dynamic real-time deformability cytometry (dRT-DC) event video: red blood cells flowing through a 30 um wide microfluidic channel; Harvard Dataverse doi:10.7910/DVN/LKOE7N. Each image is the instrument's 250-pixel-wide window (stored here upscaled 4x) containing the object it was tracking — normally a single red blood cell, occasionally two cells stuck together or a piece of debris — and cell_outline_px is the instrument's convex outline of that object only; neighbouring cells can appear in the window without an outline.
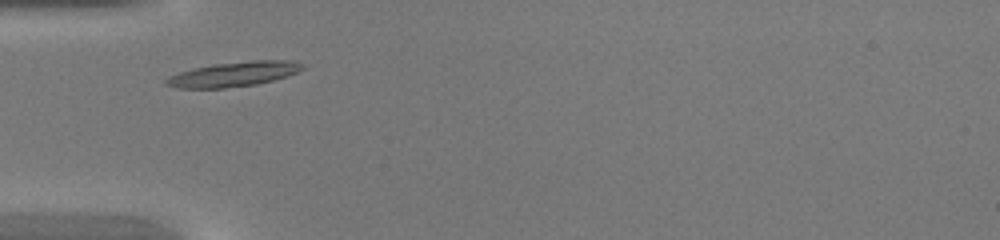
{"species": "common noctule bat (a hibernating species)", "species_latin": "Nyctalus noctula", "temperature_condition": "warm", "stored_images_in_passage": 31, "camera_frame_rate_fps": 3000, "um_per_image_px": 0.085, "animal": {"sex": "female", "body_mass_g": 20.0, "forearm_length_mm": 54.0}, "frame": {"image": 1, "passage_image": 1, "time_ms": 0.0, "image_size_px": [1000, 240], "cell_outline_px": [[308, 64], [300, 72], [288, 76], [256, 84], [224, 88], [176, 88], [164, 84], [164, 80], [168, 76], [192, 68], [212, 64], [252, 60], [292, 60]], "centroid_in_image_um": [19.9, 6.29], "position_along_channel_um": 65.1, "area_um2": 20.0}}
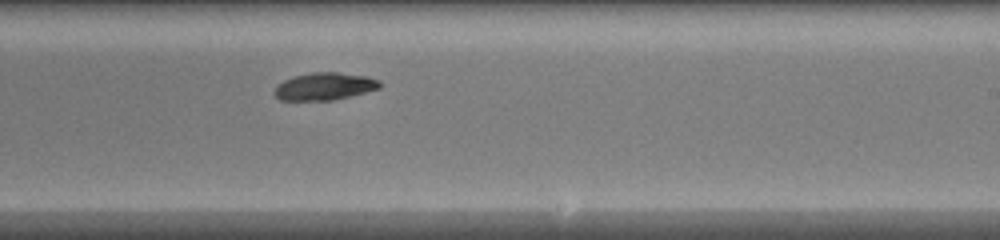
{"frame": {"image": 2, "passage_image": 14, "time_ms": 4.333, "image_size_px": [1000, 240], "cell_outline_px": [[380, 88], [352, 96], [332, 100], [280, 100], [272, 92], [276, 84], [292, 76], [312, 72], [336, 72], [364, 76], [380, 80]], "centroid_in_image_um": [27.54, 7.34], "position_along_channel_um": 261.5, "area_um2": 16.94}}
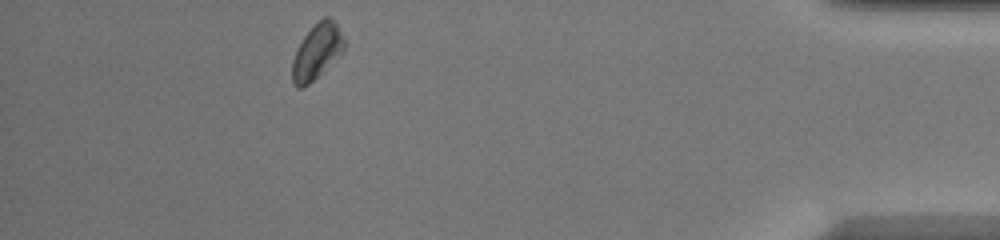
{"frame": {"image": 3, "passage_image": 27, "time_ms": 8.667, "image_size_px": [1000, 240], "cell_outline_px": [[344, 48], [304, 88], [296, 88], [292, 84], [292, 60], [296, 48], [304, 36], [324, 16], [328, 16], [336, 24], [344, 40]], "centroid_in_image_um": [26.86, 4.39], "position_along_channel_um": 408.3, "area_um2": 16.01}}